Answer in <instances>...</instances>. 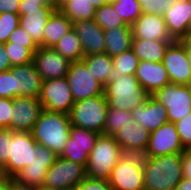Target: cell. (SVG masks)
I'll return each instance as SVG.
<instances>
[{
    "mask_svg": "<svg viewBox=\"0 0 191 190\" xmlns=\"http://www.w3.org/2000/svg\"><path fill=\"white\" fill-rule=\"evenodd\" d=\"M125 155L113 136L100 134L88 156L86 174L95 179L108 180L111 171Z\"/></svg>",
    "mask_w": 191,
    "mask_h": 190,
    "instance_id": "4",
    "label": "cell"
},
{
    "mask_svg": "<svg viewBox=\"0 0 191 190\" xmlns=\"http://www.w3.org/2000/svg\"><path fill=\"white\" fill-rule=\"evenodd\" d=\"M13 99L0 98V128L10 129Z\"/></svg>",
    "mask_w": 191,
    "mask_h": 190,
    "instance_id": "44",
    "label": "cell"
},
{
    "mask_svg": "<svg viewBox=\"0 0 191 190\" xmlns=\"http://www.w3.org/2000/svg\"><path fill=\"white\" fill-rule=\"evenodd\" d=\"M174 41L133 39L132 51L140 61L162 62L166 49Z\"/></svg>",
    "mask_w": 191,
    "mask_h": 190,
    "instance_id": "28",
    "label": "cell"
},
{
    "mask_svg": "<svg viewBox=\"0 0 191 190\" xmlns=\"http://www.w3.org/2000/svg\"><path fill=\"white\" fill-rule=\"evenodd\" d=\"M39 101L47 111L69 114L75 103L65 77L42 81Z\"/></svg>",
    "mask_w": 191,
    "mask_h": 190,
    "instance_id": "11",
    "label": "cell"
},
{
    "mask_svg": "<svg viewBox=\"0 0 191 190\" xmlns=\"http://www.w3.org/2000/svg\"><path fill=\"white\" fill-rule=\"evenodd\" d=\"M70 127L68 114L43 109L31 133L38 145L59 156L70 136Z\"/></svg>",
    "mask_w": 191,
    "mask_h": 190,
    "instance_id": "2",
    "label": "cell"
},
{
    "mask_svg": "<svg viewBox=\"0 0 191 190\" xmlns=\"http://www.w3.org/2000/svg\"><path fill=\"white\" fill-rule=\"evenodd\" d=\"M73 29L80 39L84 56L105 53L104 30L94 19L75 21Z\"/></svg>",
    "mask_w": 191,
    "mask_h": 190,
    "instance_id": "20",
    "label": "cell"
},
{
    "mask_svg": "<svg viewBox=\"0 0 191 190\" xmlns=\"http://www.w3.org/2000/svg\"><path fill=\"white\" fill-rule=\"evenodd\" d=\"M37 190H61V189L51 188V187H47V186H45V185H42V186H38V187H37Z\"/></svg>",
    "mask_w": 191,
    "mask_h": 190,
    "instance_id": "55",
    "label": "cell"
},
{
    "mask_svg": "<svg viewBox=\"0 0 191 190\" xmlns=\"http://www.w3.org/2000/svg\"><path fill=\"white\" fill-rule=\"evenodd\" d=\"M82 61L86 64L93 77L103 86L113 79L112 57L107 53H98L84 56Z\"/></svg>",
    "mask_w": 191,
    "mask_h": 190,
    "instance_id": "29",
    "label": "cell"
},
{
    "mask_svg": "<svg viewBox=\"0 0 191 190\" xmlns=\"http://www.w3.org/2000/svg\"><path fill=\"white\" fill-rule=\"evenodd\" d=\"M100 133L71 125L70 136L65 144L63 152L59 155L68 161L86 166L88 156L91 153Z\"/></svg>",
    "mask_w": 191,
    "mask_h": 190,
    "instance_id": "12",
    "label": "cell"
},
{
    "mask_svg": "<svg viewBox=\"0 0 191 190\" xmlns=\"http://www.w3.org/2000/svg\"><path fill=\"white\" fill-rule=\"evenodd\" d=\"M184 150L175 124L167 122L157 130L150 132L148 145L142 157H158L183 153Z\"/></svg>",
    "mask_w": 191,
    "mask_h": 190,
    "instance_id": "13",
    "label": "cell"
},
{
    "mask_svg": "<svg viewBox=\"0 0 191 190\" xmlns=\"http://www.w3.org/2000/svg\"><path fill=\"white\" fill-rule=\"evenodd\" d=\"M19 25V14L0 13V44L7 43L10 35Z\"/></svg>",
    "mask_w": 191,
    "mask_h": 190,
    "instance_id": "37",
    "label": "cell"
},
{
    "mask_svg": "<svg viewBox=\"0 0 191 190\" xmlns=\"http://www.w3.org/2000/svg\"><path fill=\"white\" fill-rule=\"evenodd\" d=\"M9 42L19 44L23 47L29 48L33 53L38 49V45L33 41L31 36L24 31L21 26H18L10 35Z\"/></svg>",
    "mask_w": 191,
    "mask_h": 190,
    "instance_id": "41",
    "label": "cell"
},
{
    "mask_svg": "<svg viewBox=\"0 0 191 190\" xmlns=\"http://www.w3.org/2000/svg\"><path fill=\"white\" fill-rule=\"evenodd\" d=\"M0 98H15L14 73L12 69L0 72Z\"/></svg>",
    "mask_w": 191,
    "mask_h": 190,
    "instance_id": "40",
    "label": "cell"
},
{
    "mask_svg": "<svg viewBox=\"0 0 191 190\" xmlns=\"http://www.w3.org/2000/svg\"><path fill=\"white\" fill-rule=\"evenodd\" d=\"M183 177L191 179V150L182 153Z\"/></svg>",
    "mask_w": 191,
    "mask_h": 190,
    "instance_id": "47",
    "label": "cell"
},
{
    "mask_svg": "<svg viewBox=\"0 0 191 190\" xmlns=\"http://www.w3.org/2000/svg\"><path fill=\"white\" fill-rule=\"evenodd\" d=\"M108 182L114 190H144L142 155L125 154L111 171Z\"/></svg>",
    "mask_w": 191,
    "mask_h": 190,
    "instance_id": "6",
    "label": "cell"
},
{
    "mask_svg": "<svg viewBox=\"0 0 191 190\" xmlns=\"http://www.w3.org/2000/svg\"><path fill=\"white\" fill-rule=\"evenodd\" d=\"M96 8H99V0H62L60 11L75 22L94 19Z\"/></svg>",
    "mask_w": 191,
    "mask_h": 190,
    "instance_id": "30",
    "label": "cell"
},
{
    "mask_svg": "<svg viewBox=\"0 0 191 190\" xmlns=\"http://www.w3.org/2000/svg\"><path fill=\"white\" fill-rule=\"evenodd\" d=\"M73 190H114L108 180L86 176Z\"/></svg>",
    "mask_w": 191,
    "mask_h": 190,
    "instance_id": "43",
    "label": "cell"
},
{
    "mask_svg": "<svg viewBox=\"0 0 191 190\" xmlns=\"http://www.w3.org/2000/svg\"><path fill=\"white\" fill-rule=\"evenodd\" d=\"M120 129L113 138L122 147L125 154L143 155L148 145L150 132L134 120Z\"/></svg>",
    "mask_w": 191,
    "mask_h": 190,
    "instance_id": "22",
    "label": "cell"
},
{
    "mask_svg": "<svg viewBox=\"0 0 191 190\" xmlns=\"http://www.w3.org/2000/svg\"><path fill=\"white\" fill-rule=\"evenodd\" d=\"M73 29V22L60 10L53 11L44 29V47L53 48Z\"/></svg>",
    "mask_w": 191,
    "mask_h": 190,
    "instance_id": "26",
    "label": "cell"
},
{
    "mask_svg": "<svg viewBox=\"0 0 191 190\" xmlns=\"http://www.w3.org/2000/svg\"><path fill=\"white\" fill-rule=\"evenodd\" d=\"M144 190H175L183 178L182 153L143 157Z\"/></svg>",
    "mask_w": 191,
    "mask_h": 190,
    "instance_id": "1",
    "label": "cell"
},
{
    "mask_svg": "<svg viewBox=\"0 0 191 190\" xmlns=\"http://www.w3.org/2000/svg\"><path fill=\"white\" fill-rule=\"evenodd\" d=\"M139 63L140 59L135 55L132 49L113 56V69L111 71V73H113V79L111 81H116L123 75L135 76Z\"/></svg>",
    "mask_w": 191,
    "mask_h": 190,
    "instance_id": "32",
    "label": "cell"
},
{
    "mask_svg": "<svg viewBox=\"0 0 191 190\" xmlns=\"http://www.w3.org/2000/svg\"><path fill=\"white\" fill-rule=\"evenodd\" d=\"M168 32L174 41H179L189 30L191 0H175L168 13L163 15Z\"/></svg>",
    "mask_w": 191,
    "mask_h": 190,
    "instance_id": "24",
    "label": "cell"
},
{
    "mask_svg": "<svg viewBox=\"0 0 191 190\" xmlns=\"http://www.w3.org/2000/svg\"><path fill=\"white\" fill-rule=\"evenodd\" d=\"M105 53L111 57L125 52L132 47V27L119 26L110 30H104Z\"/></svg>",
    "mask_w": 191,
    "mask_h": 190,
    "instance_id": "27",
    "label": "cell"
},
{
    "mask_svg": "<svg viewBox=\"0 0 191 190\" xmlns=\"http://www.w3.org/2000/svg\"><path fill=\"white\" fill-rule=\"evenodd\" d=\"M9 190H37V187L25 183H20L15 178L9 177Z\"/></svg>",
    "mask_w": 191,
    "mask_h": 190,
    "instance_id": "49",
    "label": "cell"
},
{
    "mask_svg": "<svg viewBox=\"0 0 191 190\" xmlns=\"http://www.w3.org/2000/svg\"><path fill=\"white\" fill-rule=\"evenodd\" d=\"M175 190H191V179L183 177Z\"/></svg>",
    "mask_w": 191,
    "mask_h": 190,
    "instance_id": "52",
    "label": "cell"
},
{
    "mask_svg": "<svg viewBox=\"0 0 191 190\" xmlns=\"http://www.w3.org/2000/svg\"><path fill=\"white\" fill-rule=\"evenodd\" d=\"M33 63L42 80L66 77L70 61L51 47L39 46L33 54Z\"/></svg>",
    "mask_w": 191,
    "mask_h": 190,
    "instance_id": "16",
    "label": "cell"
},
{
    "mask_svg": "<svg viewBox=\"0 0 191 190\" xmlns=\"http://www.w3.org/2000/svg\"><path fill=\"white\" fill-rule=\"evenodd\" d=\"M86 176L84 165L58 156L46 173L44 185L61 190H73Z\"/></svg>",
    "mask_w": 191,
    "mask_h": 190,
    "instance_id": "10",
    "label": "cell"
},
{
    "mask_svg": "<svg viewBox=\"0 0 191 190\" xmlns=\"http://www.w3.org/2000/svg\"><path fill=\"white\" fill-rule=\"evenodd\" d=\"M5 50L13 66L26 65L33 62V52L26 47L12 42L4 43Z\"/></svg>",
    "mask_w": 191,
    "mask_h": 190,
    "instance_id": "36",
    "label": "cell"
},
{
    "mask_svg": "<svg viewBox=\"0 0 191 190\" xmlns=\"http://www.w3.org/2000/svg\"><path fill=\"white\" fill-rule=\"evenodd\" d=\"M131 27L133 39L174 41L168 32L163 16L141 13Z\"/></svg>",
    "mask_w": 191,
    "mask_h": 190,
    "instance_id": "18",
    "label": "cell"
},
{
    "mask_svg": "<svg viewBox=\"0 0 191 190\" xmlns=\"http://www.w3.org/2000/svg\"><path fill=\"white\" fill-rule=\"evenodd\" d=\"M5 177H6V174L4 171V167L0 164V180L5 178Z\"/></svg>",
    "mask_w": 191,
    "mask_h": 190,
    "instance_id": "56",
    "label": "cell"
},
{
    "mask_svg": "<svg viewBox=\"0 0 191 190\" xmlns=\"http://www.w3.org/2000/svg\"><path fill=\"white\" fill-rule=\"evenodd\" d=\"M12 68L9 55L5 50L4 44H0V72L7 71Z\"/></svg>",
    "mask_w": 191,
    "mask_h": 190,
    "instance_id": "48",
    "label": "cell"
},
{
    "mask_svg": "<svg viewBox=\"0 0 191 190\" xmlns=\"http://www.w3.org/2000/svg\"><path fill=\"white\" fill-rule=\"evenodd\" d=\"M37 145L31 132L12 131L8 162L3 166L6 176L14 178L25 166L30 165L34 153H38Z\"/></svg>",
    "mask_w": 191,
    "mask_h": 190,
    "instance_id": "8",
    "label": "cell"
},
{
    "mask_svg": "<svg viewBox=\"0 0 191 190\" xmlns=\"http://www.w3.org/2000/svg\"><path fill=\"white\" fill-rule=\"evenodd\" d=\"M11 69L14 73L15 97L39 99L43 80L34 63L13 66Z\"/></svg>",
    "mask_w": 191,
    "mask_h": 190,
    "instance_id": "21",
    "label": "cell"
},
{
    "mask_svg": "<svg viewBox=\"0 0 191 190\" xmlns=\"http://www.w3.org/2000/svg\"><path fill=\"white\" fill-rule=\"evenodd\" d=\"M53 49L70 62L80 61L84 57L80 39L74 29L64 35Z\"/></svg>",
    "mask_w": 191,
    "mask_h": 190,
    "instance_id": "31",
    "label": "cell"
},
{
    "mask_svg": "<svg viewBox=\"0 0 191 190\" xmlns=\"http://www.w3.org/2000/svg\"><path fill=\"white\" fill-rule=\"evenodd\" d=\"M37 154L34 153V159L30 165L25 166L14 178L20 183L32 186L44 185L48 169L55 163L58 157L50 149L37 145Z\"/></svg>",
    "mask_w": 191,
    "mask_h": 190,
    "instance_id": "17",
    "label": "cell"
},
{
    "mask_svg": "<svg viewBox=\"0 0 191 190\" xmlns=\"http://www.w3.org/2000/svg\"><path fill=\"white\" fill-rule=\"evenodd\" d=\"M21 0H0V13L19 14Z\"/></svg>",
    "mask_w": 191,
    "mask_h": 190,
    "instance_id": "46",
    "label": "cell"
},
{
    "mask_svg": "<svg viewBox=\"0 0 191 190\" xmlns=\"http://www.w3.org/2000/svg\"><path fill=\"white\" fill-rule=\"evenodd\" d=\"M116 0H99V7L105 4L115 3Z\"/></svg>",
    "mask_w": 191,
    "mask_h": 190,
    "instance_id": "54",
    "label": "cell"
},
{
    "mask_svg": "<svg viewBox=\"0 0 191 190\" xmlns=\"http://www.w3.org/2000/svg\"><path fill=\"white\" fill-rule=\"evenodd\" d=\"M65 78L75 102L104 94V86L93 77L82 60L70 62Z\"/></svg>",
    "mask_w": 191,
    "mask_h": 190,
    "instance_id": "9",
    "label": "cell"
},
{
    "mask_svg": "<svg viewBox=\"0 0 191 190\" xmlns=\"http://www.w3.org/2000/svg\"><path fill=\"white\" fill-rule=\"evenodd\" d=\"M174 124L183 148L185 150H191V113Z\"/></svg>",
    "mask_w": 191,
    "mask_h": 190,
    "instance_id": "39",
    "label": "cell"
},
{
    "mask_svg": "<svg viewBox=\"0 0 191 190\" xmlns=\"http://www.w3.org/2000/svg\"><path fill=\"white\" fill-rule=\"evenodd\" d=\"M162 64L168 72L170 83L179 85L191 83L189 51L179 41L172 42L166 49Z\"/></svg>",
    "mask_w": 191,
    "mask_h": 190,
    "instance_id": "14",
    "label": "cell"
},
{
    "mask_svg": "<svg viewBox=\"0 0 191 190\" xmlns=\"http://www.w3.org/2000/svg\"><path fill=\"white\" fill-rule=\"evenodd\" d=\"M108 109L103 94L76 101L68 115L71 125L103 134Z\"/></svg>",
    "mask_w": 191,
    "mask_h": 190,
    "instance_id": "5",
    "label": "cell"
},
{
    "mask_svg": "<svg viewBox=\"0 0 191 190\" xmlns=\"http://www.w3.org/2000/svg\"><path fill=\"white\" fill-rule=\"evenodd\" d=\"M142 13L163 16L174 5L175 0H139Z\"/></svg>",
    "mask_w": 191,
    "mask_h": 190,
    "instance_id": "38",
    "label": "cell"
},
{
    "mask_svg": "<svg viewBox=\"0 0 191 190\" xmlns=\"http://www.w3.org/2000/svg\"><path fill=\"white\" fill-rule=\"evenodd\" d=\"M51 9L44 6L40 0H21L19 5V15H25V10Z\"/></svg>",
    "mask_w": 191,
    "mask_h": 190,
    "instance_id": "45",
    "label": "cell"
},
{
    "mask_svg": "<svg viewBox=\"0 0 191 190\" xmlns=\"http://www.w3.org/2000/svg\"><path fill=\"white\" fill-rule=\"evenodd\" d=\"M53 9L25 10V15H20V25L33 41L44 47V29L46 23L53 13Z\"/></svg>",
    "mask_w": 191,
    "mask_h": 190,
    "instance_id": "25",
    "label": "cell"
},
{
    "mask_svg": "<svg viewBox=\"0 0 191 190\" xmlns=\"http://www.w3.org/2000/svg\"><path fill=\"white\" fill-rule=\"evenodd\" d=\"M42 110V104L37 98H13L10 130L14 132H31Z\"/></svg>",
    "mask_w": 191,
    "mask_h": 190,
    "instance_id": "15",
    "label": "cell"
},
{
    "mask_svg": "<svg viewBox=\"0 0 191 190\" xmlns=\"http://www.w3.org/2000/svg\"><path fill=\"white\" fill-rule=\"evenodd\" d=\"M189 64L191 65V52H189Z\"/></svg>",
    "mask_w": 191,
    "mask_h": 190,
    "instance_id": "57",
    "label": "cell"
},
{
    "mask_svg": "<svg viewBox=\"0 0 191 190\" xmlns=\"http://www.w3.org/2000/svg\"><path fill=\"white\" fill-rule=\"evenodd\" d=\"M135 77L150 96L170 83L168 72L162 62L140 61Z\"/></svg>",
    "mask_w": 191,
    "mask_h": 190,
    "instance_id": "23",
    "label": "cell"
},
{
    "mask_svg": "<svg viewBox=\"0 0 191 190\" xmlns=\"http://www.w3.org/2000/svg\"><path fill=\"white\" fill-rule=\"evenodd\" d=\"M111 5L119 17L130 26L142 13L139 0H116Z\"/></svg>",
    "mask_w": 191,
    "mask_h": 190,
    "instance_id": "35",
    "label": "cell"
},
{
    "mask_svg": "<svg viewBox=\"0 0 191 190\" xmlns=\"http://www.w3.org/2000/svg\"><path fill=\"white\" fill-rule=\"evenodd\" d=\"M104 95L109 109L132 111L137 105L143 104L150 96L133 75H123L116 81L104 86Z\"/></svg>",
    "mask_w": 191,
    "mask_h": 190,
    "instance_id": "3",
    "label": "cell"
},
{
    "mask_svg": "<svg viewBox=\"0 0 191 190\" xmlns=\"http://www.w3.org/2000/svg\"><path fill=\"white\" fill-rule=\"evenodd\" d=\"M44 6L50 7L54 11L61 9L62 0H40Z\"/></svg>",
    "mask_w": 191,
    "mask_h": 190,
    "instance_id": "50",
    "label": "cell"
},
{
    "mask_svg": "<svg viewBox=\"0 0 191 190\" xmlns=\"http://www.w3.org/2000/svg\"><path fill=\"white\" fill-rule=\"evenodd\" d=\"M131 112L122 109H108L104 127V135L114 136L120 129L130 125Z\"/></svg>",
    "mask_w": 191,
    "mask_h": 190,
    "instance_id": "33",
    "label": "cell"
},
{
    "mask_svg": "<svg viewBox=\"0 0 191 190\" xmlns=\"http://www.w3.org/2000/svg\"><path fill=\"white\" fill-rule=\"evenodd\" d=\"M94 21L103 30H110L119 26H130L119 17V14L114 11L111 4H105L96 8Z\"/></svg>",
    "mask_w": 191,
    "mask_h": 190,
    "instance_id": "34",
    "label": "cell"
},
{
    "mask_svg": "<svg viewBox=\"0 0 191 190\" xmlns=\"http://www.w3.org/2000/svg\"><path fill=\"white\" fill-rule=\"evenodd\" d=\"M151 96L166 108L169 122L175 123L191 113L189 85L169 83Z\"/></svg>",
    "mask_w": 191,
    "mask_h": 190,
    "instance_id": "7",
    "label": "cell"
},
{
    "mask_svg": "<svg viewBox=\"0 0 191 190\" xmlns=\"http://www.w3.org/2000/svg\"><path fill=\"white\" fill-rule=\"evenodd\" d=\"M131 117L149 132L169 122L166 108L152 96H149L145 103L137 105L131 111Z\"/></svg>",
    "mask_w": 191,
    "mask_h": 190,
    "instance_id": "19",
    "label": "cell"
},
{
    "mask_svg": "<svg viewBox=\"0 0 191 190\" xmlns=\"http://www.w3.org/2000/svg\"><path fill=\"white\" fill-rule=\"evenodd\" d=\"M179 42L191 52V29H189L185 35L179 40Z\"/></svg>",
    "mask_w": 191,
    "mask_h": 190,
    "instance_id": "51",
    "label": "cell"
},
{
    "mask_svg": "<svg viewBox=\"0 0 191 190\" xmlns=\"http://www.w3.org/2000/svg\"><path fill=\"white\" fill-rule=\"evenodd\" d=\"M0 190H9V177L0 180Z\"/></svg>",
    "mask_w": 191,
    "mask_h": 190,
    "instance_id": "53",
    "label": "cell"
},
{
    "mask_svg": "<svg viewBox=\"0 0 191 190\" xmlns=\"http://www.w3.org/2000/svg\"><path fill=\"white\" fill-rule=\"evenodd\" d=\"M11 143L12 131L8 128H0V164L2 166L8 162Z\"/></svg>",
    "mask_w": 191,
    "mask_h": 190,
    "instance_id": "42",
    "label": "cell"
},
{
    "mask_svg": "<svg viewBox=\"0 0 191 190\" xmlns=\"http://www.w3.org/2000/svg\"><path fill=\"white\" fill-rule=\"evenodd\" d=\"M189 29H191V18H190V23H189Z\"/></svg>",
    "mask_w": 191,
    "mask_h": 190,
    "instance_id": "58",
    "label": "cell"
}]
</instances>
